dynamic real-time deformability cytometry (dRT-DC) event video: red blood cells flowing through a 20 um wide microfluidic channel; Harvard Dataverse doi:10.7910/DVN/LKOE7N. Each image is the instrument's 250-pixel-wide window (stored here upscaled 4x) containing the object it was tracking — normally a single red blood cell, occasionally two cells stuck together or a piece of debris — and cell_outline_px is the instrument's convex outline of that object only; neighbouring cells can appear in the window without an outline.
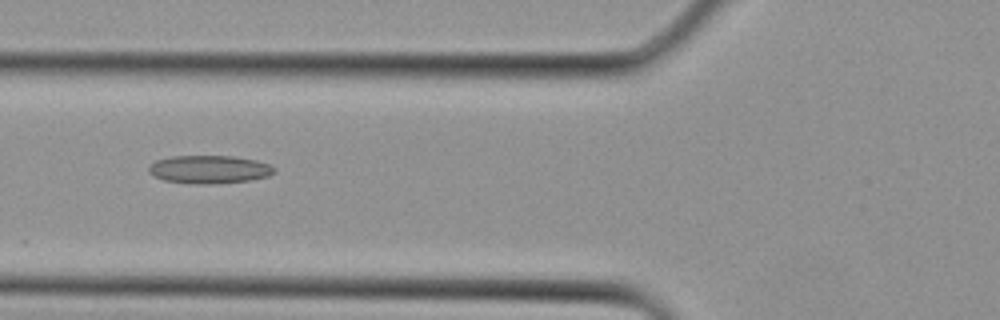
{"species": "Egyptian fruit bat (a non-hibernating species)", "species_latin": "Rousettus aegyptiacus", "temperature_condition": "cold", "stored_images_in_passage": 3, "camera_frame_rate_fps": 3000, "um_per_image_px": 0.085, "animal": {"sex": "female"}, "frame": {"image": 1, "passage_image": 3, "time_ms": 0.667, "image_size_px": [1000, 320], "cell_outline_px": [[276, 172], [268, 176], [248, 180], [212, 184], [192, 184], [164, 180], [148, 172], [148, 164], [156, 160], [172, 156], [232, 156], [256, 160], [268, 164], [276, 168]], "centroid_in_image_um": [17.77, 14.39], "position_along_channel_um": 108.0, "area_um2": 20.58}}